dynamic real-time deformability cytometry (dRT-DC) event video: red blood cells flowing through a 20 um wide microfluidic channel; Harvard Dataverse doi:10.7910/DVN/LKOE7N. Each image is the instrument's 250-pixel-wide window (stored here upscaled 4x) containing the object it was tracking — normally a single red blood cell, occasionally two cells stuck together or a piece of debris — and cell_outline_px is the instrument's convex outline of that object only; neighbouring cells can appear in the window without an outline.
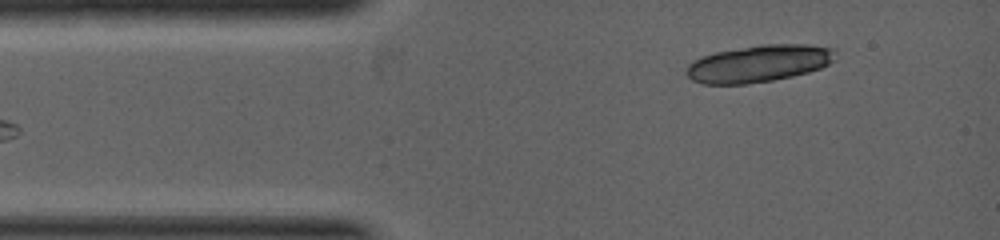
{"species": "common noctule bat (a hibernating species)", "species_latin": "Nyctalus noctula", "temperature_condition": "warm", "stored_images_in_passage": 7, "camera_frame_rate_fps": 5000, "um_per_image_px": 0.085, "animal": {"sex": "female", "body_mass_g": 19.0, "forearm_length_mm": 53.3}, "frame": {"image": 1, "passage_image": 7, "time_ms": 2.2, "image_size_px": [1000, 240], "cell_outline_px": [[836, 60], [820, 68], [808, 72], [792, 76], [772, 80], [748, 84], [704, 84], [692, 80], [684, 72], [688, 64], [692, 60], [716, 52], [760, 44], [808, 44], [836, 48]], "centroid_in_image_um": [64.52, 5.39], "position_along_channel_um": 20.5, "area_um2": 32.43}}